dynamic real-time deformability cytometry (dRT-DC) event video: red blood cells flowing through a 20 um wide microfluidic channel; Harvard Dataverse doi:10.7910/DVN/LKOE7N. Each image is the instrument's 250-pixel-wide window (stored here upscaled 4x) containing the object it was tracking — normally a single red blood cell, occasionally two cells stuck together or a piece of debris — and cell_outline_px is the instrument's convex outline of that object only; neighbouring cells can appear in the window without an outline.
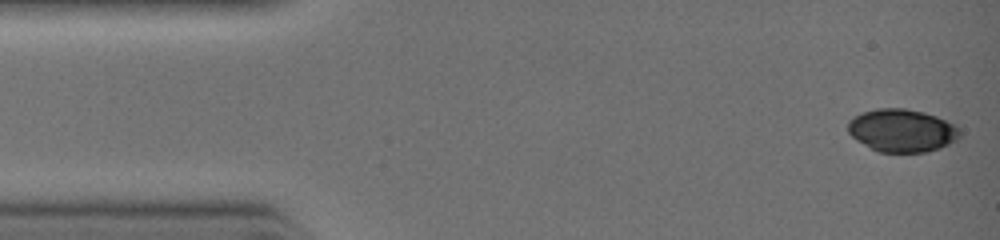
{"species": "common noctule bat (a hibernating species)", "species_latin": "Nyctalus noctula", "temperature_condition": "warm", "stored_images_in_passage": 9, "camera_frame_rate_fps": 3000, "um_per_image_px": 0.085, "animal": {"sex": "female", "body_mass_g": 19.0, "forearm_length_mm": 51.5}, "frame": {"image": 1, "passage_image": 1, "time_ms": 0.0, "image_size_px": [1000, 240], "cell_outline_px": [[960, 136], [956, 140], [940, 148], [928, 152], [880, 152], [856, 140], [848, 132], [848, 120], [864, 112], [876, 108], [904, 108], [924, 112], [936, 116], [956, 124], [960, 128]], "centroid_in_image_um": [76.69, 11.09], "position_along_channel_um": 8.3, "area_um2": 27.98}}
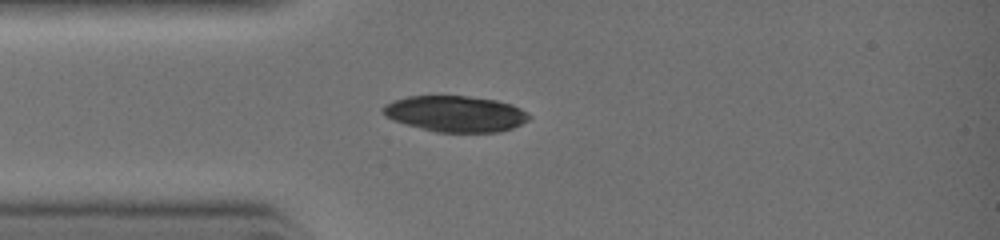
{"frame": {"image": 2, "passage_image": 8, "time_ms": 2.333, "image_size_px": [1000, 240], "cell_outline_px": [[532, 116], [528, 120], [512, 128], [496, 132], [436, 132], [392, 120], [384, 116], [380, 108], [384, 104], [392, 100], [408, 96], [468, 96], [496, 100], [512, 104], [528, 112]], "centroid_in_image_um": [38.69, 9.66], "position_along_channel_um": 46.3, "area_um2": 30.81}}